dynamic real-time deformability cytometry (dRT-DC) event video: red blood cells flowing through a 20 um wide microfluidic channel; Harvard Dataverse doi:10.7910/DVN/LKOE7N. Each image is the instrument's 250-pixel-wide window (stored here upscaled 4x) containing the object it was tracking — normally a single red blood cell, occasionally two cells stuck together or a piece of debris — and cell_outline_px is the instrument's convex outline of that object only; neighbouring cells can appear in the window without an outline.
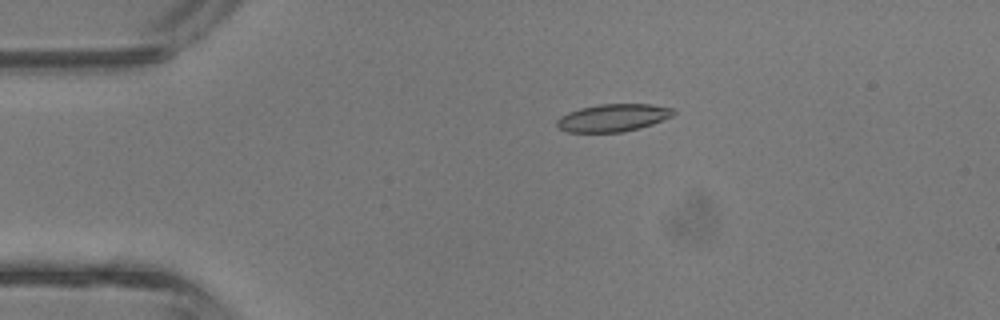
{"species": "common noctule bat (a hibernating species)", "species_latin": "Nyctalus noctula", "temperature_condition": "room temperature", "stored_images_in_passage": 3, "camera_frame_rate_fps": 3000, "um_per_image_px": 0.085, "animal": {"sex": "male", "body_mass_g": 13.3}, "frame": {"image": 1, "passage_image": 2, "time_ms": 0.333, "image_size_px": [1000, 320], "cell_outline_px": [[676, 112], [672, 116], [652, 124], [640, 128], [620, 132], [568, 132], [560, 128], [556, 124], [556, 120], [560, 116], [568, 112], [580, 108], [600, 104], [652, 104], [672, 108]], "centroid_in_image_um": [52.1, 10.0], "position_along_channel_um": 32.9, "area_um2": 18.67}}